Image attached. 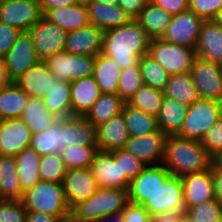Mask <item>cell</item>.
I'll use <instances>...</instances> for the list:
<instances>
[{
    "mask_svg": "<svg viewBox=\"0 0 222 222\" xmlns=\"http://www.w3.org/2000/svg\"><path fill=\"white\" fill-rule=\"evenodd\" d=\"M29 95L14 82L0 90V119L20 118Z\"/></svg>",
    "mask_w": 222,
    "mask_h": 222,
    "instance_id": "obj_38",
    "label": "cell"
},
{
    "mask_svg": "<svg viewBox=\"0 0 222 222\" xmlns=\"http://www.w3.org/2000/svg\"><path fill=\"white\" fill-rule=\"evenodd\" d=\"M26 211L43 212L63 217L69 208L62 183L40 180L33 188L24 192L20 200Z\"/></svg>",
    "mask_w": 222,
    "mask_h": 222,
    "instance_id": "obj_3",
    "label": "cell"
},
{
    "mask_svg": "<svg viewBox=\"0 0 222 222\" xmlns=\"http://www.w3.org/2000/svg\"><path fill=\"white\" fill-rule=\"evenodd\" d=\"M13 81L10 79L4 60L0 57V90L10 85Z\"/></svg>",
    "mask_w": 222,
    "mask_h": 222,
    "instance_id": "obj_57",
    "label": "cell"
},
{
    "mask_svg": "<svg viewBox=\"0 0 222 222\" xmlns=\"http://www.w3.org/2000/svg\"><path fill=\"white\" fill-rule=\"evenodd\" d=\"M121 71L120 67L102 52L96 56L93 77L101 93L117 94Z\"/></svg>",
    "mask_w": 222,
    "mask_h": 222,
    "instance_id": "obj_30",
    "label": "cell"
},
{
    "mask_svg": "<svg viewBox=\"0 0 222 222\" xmlns=\"http://www.w3.org/2000/svg\"><path fill=\"white\" fill-rule=\"evenodd\" d=\"M40 61L64 51L67 32L42 16L28 31Z\"/></svg>",
    "mask_w": 222,
    "mask_h": 222,
    "instance_id": "obj_8",
    "label": "cell"
},
{
    "mask_svg": "<svg viewBox=\"0 0 222 222\" xmlns=\"http://www.w3.org/2000/svg\"><path fill=\"white\" fill-rule=\"evenodd\" d=\"M77 3H87L89 0H75Z\"/></svg>",
    "mask_w": 222,
    "mask_h": 222,
    "instance_id": "obj_65",
    "label": "cell"
},
{
    "mask_svg": "<svg viewBox=\"0 0 222 222\" xmlns=\"http://www.w3.org/2000/svg\"><path fill=\"white\" fill-rule=\"evenodd\" d=\"M20 119L36 133L48 129L57 117L47 110L42 98L29 96Z\"/></svg>",
    "mask_w": 222,
    "mask_h": 222,
    "instance_id": "obj_36",
    "label": "cell"
},
{
    "mask_svg": "<svg viewBox=\"0 0 222 222\" xmlns=\"http://www.w3.org/2000/svg\"><path fill=\"white\" fill-rule=\"evenodd\" d=\"M1 127H2V119H0V131H1Z\"/></svg>",
    "mask_w": 222,
    "mask_h": 222,
    "instance_id": "obj_66",
    "label": "cell"
},
{
    "mask_svg": "<svg viewBox=\"0 0 222 222\" xmlns=\"http://www.w3.org/2000/svg\"><path fill=\"white\" fill-rule=\"evenodd\" d=\"M167 137L160 129L140 136H130L123 149L147 165H160L165 155Z\"/></svg>",
    "mask_w": 222,
    "mask_h": 222,
    "instance_id": "obj_13",
    "label": "cell"
},
{
    "mask_svg": "<svg viewBox=\"0 0 222 222\" xmlns=\"http://www.w3.org/2000/svg\"><path fill=\"white\" fill-rule=\"evenodd\" d=\"M26 213L20 200L0 199V222H26Z\"/></svg>",
    "mask_w": 222,
    "mask_h": 222,
    "instance_id": "obj_47",
    "label": "cell"
},
{
    "mask_svg": "<svg viewBox=\"0 0 222 222\" xmlns=\"http://www.w3.org/2000/svg\"><path fill=\"white\" fill-rule=\"evenodd\" d=\"M124 222H152V216L140 204L129 202L122 210Z\"/></svg>",
    "mask_w": 222,
    "mask_h": 222,
    "instance_id": "obj_51",
    "label": "cell"
},
{
    "mask_svg": "<svg viewBox=\"0 0 222 222\" xmlns=\"http://www.w3.org/2000/svg\"><path fill=\"white\" fill-rule=\"evenodd\" d=\"M14 83L29 96L43 98L56 83V77L44 61H39L16 79Z\"/></svg>",
    "mask_w": 222,
    "mask_h": 222,
    "instance_id": "obj_21",
    "label": "cell"
},
{
    "mask_svg": "<svg viewBox=\"0 0 222 222\" xmlns=\"http://www.w3.org/2000/svg\"><path fill=\"white\" fill-rule=\"evenodd\" d=\"M220 168H222V153H220L214 161Z\"/></svg>",
    "mask_w": 222,
    "mask_h": 222,
    "instance_id": "obj_63",
    "label": "cell"
},
{
    "mask_svg": "<svg viewBox=\"0 0 222 222\" xmlns=\"http://www.w3.org/2000/svg\"><path fill=\"white\" fill-rule=\"evenodd\" d=\"M188 106L164 96L159 114L156 117L158 128L167 136L177 135L187 115Z\"/></svg>",
    "mask_w": 222,
    "mask_h": 222,
    "instance_id": "obj_28",
    "label": "cell"
},
{
    "mask_svg": "<svg viewBox=\"0 0 222 222\" xmlns=\"http://www.w3.org/2000/svg\"><path fill=\"white\" fill-rule=\"evenodd\" d=\"M201 144L214 158L222 153V119L214 123L206 132Z\"/></svg>",
    "mask_w": 222,
    "mask_h": 222,
    "instance_id": "obj_48",
    "label": "cell"
},
{
    "mask_svg": "<svg viewBox=\"0 0 222 222\" xmlns=\"http://www.w3.org/2000/svg\"><path fill=\"white\" fill-rule=\"evenodd\" d=\"M40 9L44 14L48 10L69 7L77 3L75 0H38Z\"/></svg>",
    "mask_w": 222,
    "mask_h": 222,
    "instance_id": "obj_54",
    "label": "cell"
},
{
    "mask_svg": "<svg viewBox=\"0 0 222 222\" xmlns=\"http://www.w3.org/2000/svg\"><path fill=\"white\" fill-rule=\"evenodd\" d=\"M125 101L118 94L101 93L85 117L95 126L122 113Z\"/></svg>",
    "mask_w": 222,
    "mask_h": 222,
    "instance_id": "obj_37",
    "label": "cell"
},
{
    "mask_svg": "<svg viewBox=\"0 0 222 222\" xmlns=\"http://www.w3.org/2000/svg\"><path fill=\"white\" fill-rule=\"evenodd\" d=\"M142 206L151 216L163 213L185 212L181 177L172 175Z\"/></svg>",
    "mask_w": 222,
    "mask_h": 222,
    "instance_id": "obj_9",
    "label": "cell"
},
{
    "mask_svg": "<svg viewBox=\"0 0 222 222\" xmlns=\"http://www.w3.org/2000/svg\"><path fill=\"white\" fill-rule=\"evenodd\" d=\"M129 203L128 189H98L89 199L79 202L71 211L86 220H98L105 215L122 212Z\"/></svg>",
    "mask_w": 222,
    "mask_h": 222,
    "instance_id": "obj_4",
    "label": "cell"
},
{
    "mask_svg": "<svg viewBox=\"0 0 222 222\" xmlns=\"http://www.w3.org/2000/svg\"><path fill=\"white\" fill-rule=\"evenodd\" d=\"M89 23L104 31L114 27H120L132 20V18L117 4H104L89 0L86 3Z\"/></svg>",
    "mask_w": 222,
    "mask_h": 222,
    "instance_id": "obj_24",
    "label": "cell"
},
{
    "mask_svg": "<svg viewBox=\"0 0 222 222\" xmlns=\"http://www.w3.org/2000/svg\"><path fill=\"white\" fill-rule=\"evenodd\" d=\"M66 171L64 161L60 154L53 153L41 156L39 162L41 180L62 183Z\"/></svg>",
    "mask_w": 222,
    "mask_h": 222,
    "instance_id": "obj_44",
    "label": "cell"
},
{
    "mask_svg": "<svg viewBox=\"0 0 222 222\" xmlns=\"http://www.w3.org/2000/svg\"><path fill=\"white\" fill-rule=\"evenodd\" d=\"M212 178L215 197L222 203V168L215 162L212 165Z\"/></svg>",
    "mask_w": 222,
    "mask_h": 222,
    "instance_id": "obj_55",
    "label": "cell"
},
{
    "mask_svg": "<svg viewBox=\"0 0 222 222\" xmlns=\"http://www.w3.org/2000/svg\"><path fill=\"white\" fill-rule=\"evenodd\" d=\"M222 8V0H189V9L204 20H213Z\"/></svg>",
    "mask_w": 222,
    "mask_h": 222,
    "instance_id": "obj_49",
    "label": "cell"
},
{
    "mask_svg": "<svg viewBox=\"0 0 222 222\" xmlns=\"http://www.w3.org/2000/svg\"><path fill=\"white\" fill-rule=\"evenodd\" d=\"M62 218L37 211H27L26 213V222H62Z\"/></svg>",
    "mask_w": 222,
    "mask_h": 222,
    "instance_id": "obj_56",
    "label": "cell"
},
{
    "mask_svg": "<svg viewBox=\"0 0 222 222\" xmlns=\"http://www.w3.org/2000/svg\"><path fill=\"white\" fill-rule=\"evenodd\" d=\"M147 54L169 75L190 72L196 58L195 49L166 42L162 38L151 39Z\"/></svg>",
    "mask_w": 222,
    "mask_h": 222,
    "instance_id": "obj_5",
    "label": "cell"
},
{
    "mask_svg": "<svg viewBox=\"0 0 222 222\" xmlns=\"http://www.w3.org/2000/svg\"><path fill=\"white\" fill-rule=\"evenodd\" d=\"M190 73L200 99L222 101V65L196 56Z\"/></svg>",
    "mask_w": 222,
    "mask_h": 222,
    "instance_id": "obj_10",
    "label": "cell"
},
{
    "mask_svg": "<svg viewBox=\"0 0 222 222\" xmlns=\"http://www.w3.org/2000/svg\"><path fill=\"white\" fill-rule=\"evenodd\" d=\"M196 56L222 65V27L214 20H205L198 35Z\"/></svg>",
    "mask_w": 222,
    "mask_h": 222,
    "instance_id": "obj_22",
    "label": "cell"
},
{
    "mask_svg": "<svg viewBox=\"0 0 222 222\" xmlns=\"http://www.w3.org/2000/svg\"><path fill=\"white\" fill-rule=\"evenodd\" d=\"M129 137L123 113L112 116L107 122L96 127V141L99 150L122 149Z\"/></svg>",
    "mask_w": 222,
    "mask_h": 222,
    "instance_id": "obj_23",
    "label": "cell"
},
{
    "mask_svg": "<svg viewBox=\"0 0 222 222\" xmlns=\"http://www.w3.org/2000/svg\"><path fill=\"white\" fill-rule=\"evenodd\" d=\"M95 59L96 56L62 51L48 57L44 62L58 80L72 82L93 75Z\"/></svg>",
    "mask_w": 222,
    "mask_h": 222,
    "instance_id": "obj_7",
    "label": "cell"
},
{
    "mask_svg": "<svg viewBox=\"0 0 222 222\" xmlns=\"http://www.w3.org/2000/svg\"><path fill=\"white\" fill-rule=\"evenodd\" d=\"M104 32L91 24L69 32L64 51L75 55L97 56L103 49Z\"/></svg>",
    "mask_w": 222,
    "mask_h": 222,
    "instance_id": "obj_18",
    "label": "cell"
},
{
    "mask_svg": "<svg viewBox=\"0 0 222 222\" xmlns=\"http://www.w3.org/2000/svg\"><path fill=\"white\" fill-rule=\"evenodd\" d=\"M162 91L164 96L175 99L187 106L200 99L190 72L170 75Z\"/></svg>",
    "mask_w": 222,
    "mask_h": 222,
    "instance_id": "obj_32",
    "label": "cell"
},
{
    "mask_svg": "<svg viewBox=\"0 0 222 222\" xmlns=\"http://www.w3.org/2000/svg\"><path fill=\"white\" fill-rule=\"evenodd\" d=\"M32 130L20 118L2 120L0 155L16 156L29 147Z\"/></svg>",
    "mask_w": 222,
    "mask_h": 222,
    "instance_id": "obj_19",
    "label": "cell"
},
{
    "mask_svg": "<svg viewBox=\"0 0 222 222\" xmlns=\"http://www.w3.org/2000/svg\"><path fill=\"white\" fill-rule=\"evenodd\" d=\"M152 222H180V214L163 213L152 216Z\"/></svg>",
    "mask_w": 222,
    "mask_h": 222,
    "instance_id": "obj_58",
    "label": "cell"
},
{
    "mask_svg": "<svg viewBox=\"0 0 222 222\" xmlns=\"http://www.w3.org/2000/svg\"><path fill=\"white\" fill-rule=\"evenodd\" d=\"M144 85L139 64L121 71L117 94L127 103L134 93Z\"/></svg>",
    "mask_w": 222,
    "mask_h": 222,
    "instance_id": "obj_45",
    "label": "cell"
},
{
    "mask_svg": "<svg viewBox=\"0 0 222 222\" xmlns=\"http://www.w3.org/2000/svg\"><path fill=\"white\" fill-rule=\"evenodd\" d=\"M172 15L148 1L136 20L151 39L161 38L166 32Z\"/></svg>",
    "mask_w": 222,
    "mask_h": 222,
    "instance_id": "obj_34",
    "label": "cell"
},
{
    "mask_svg": "<svg viewBox=\"0 0 222 222\" xmlns=\"http://www.w3.org/2000/svg\"><path fill=\"white\" fill-rule=\"evenodd\" d=\"M43 16L67 33L90 24L86 3H75L69 7L48 10Z\"/></svg>",
    "mask_w": 222,
    "mask_h": 222,
    "instance_id": "obj_27",
    "label": "cell"
},
{
    "mask_svg": "<svg viewBox=\"0 0 222 222\" xmlns=\"http://www.w3.org/2000/svg\"><path fill=\"white\" fill-rule=\"evenodd\" d=\"M172 174L160 165H147V167L130 182L128 194L129 202L142 205L153 196Z\"/></svg>",
    "mask_w": 222,
    "mask_h": 222,
    "instance_id": "obj_16",
    "label": "cell"
},
{
    "mask_svg": "<svg viewBox=\"0 0 222 222\" xmlns=\"http://www.w3.org/2000/svg\"><path fill=\"white\" fill-rule=\"evenodd\" d=\"M89 168L99 189H129L131 181L121 176L120 160H115L111 151L98 149Z\"/></svg>",
    "mask_w": 222,
    "mask_h": 222,
    "instance_id": "obj_14",
    "label": "cell"
},
{
    "mask_svg": "<svg viewBox=\"0 0 222 222\" xmlns=\"http://www.w3.org/2000/svg\"><path fill=\"white\" fill-rule=\"evenodd\" d=\"M149 0H118L120 6L132 19H136Z\"/></svg>",
    "mask_w": 222,
    "mask_h": 222,
    "instance_id": "obj_53",
    "label": "cell"
},
{
    "mask_svg": "<svg viewBox=\"0 0 222 222\" xmlns=\"http://www.w3.org/2000/svg\"><path fill=\"white\" fill-rule=\"evenodd\" d=\"M185 211L205 201L216 199L212 168L208 171L186 174L181 177Z\"/></svg>",
    "mask_w": 222,
    "mask_h": 222,
    "instance_id": "obj_20",
    "label": "cell"
},
{
    "mask_svg": "<svg viewBox=\"0 0 222 222\" xmlns=\"http://www.w3.org/2000/svg\"><path fill=\"white\" fill-rule=\"evenodd\" d=\"M42 16L38 0H6L0 3V21L21 32L29 31Z\"/></svg>",
    "mask_w": 222,
    "mask_h": 222,
    "instance_id": "obj_12",
    "label": "cell"
},
{
    "mask_svg": "<svg viewBox=\"0 0 222 222\" xmlns=\"http://www.w3.org/2000/svg\"><path fill=\"white\" fill-rule=\"evenodd\" d=\"M115 160H120L121 176H126L130 181L135 179L146 167L142 160L128 153L123 148L111 151Z\"/></svg>",
    "mask_w": 222,
    "mask_h": 222,
    "instance_id": "obj_46",
    "label": "cell"
},
{
    "mask_svg": "<svg viewBox=\"0 0 222 222\" xmlns=\"http://www.w3.org/2000/svg\"><path fill=\"white\" fill-rule=\"evenodd\" d=\"M88 222H124V219L122 212H120L116 214L105 215L104 217L98 220H91Z\"/></svg>",
    "mask_w": 222,
    "mask_h": 222,
    "instance_id": "obj_59",
    "label": "cell"
},
{
    "mask_svg": "<svg viewBox=\"0 0 222 222\" xmlns=\"http://www.w3.org/2000/svg\"><path fill=\"white\" fill-rule=\"evenodd\" d=\"M123 117L128 128L129 136H140L159 130L157 118L146 112L133 108L125 103Z\"/></svg>",
    "mask_w": 222,
    "mask_h": 222,
    "instance_id": "obj_39",
    "label": "cell"
},
{
    "mask_svg": "<svg viewBox=\"0 0 222 222\" xmlns=\"http://www.w3.org/2000/svg\"><path fill=\"white\" fill-rule=\"evenodd\" d=\"M92 1L100 2V3H104V4L106 3V4H110V5L118 3V0H92Z\"/></svg>",
    "mask_w": 222,
    "mask_h": 222,
    "instance_id": "obj_62",
    "label": "cell"
},
{
    "mask_svg": "<svg viewBox=\"0 0 222 222\" xmlns=\"http://www.w3.org/2000/svg\"><path fill=\"white\" fill-rule=\"evenodd\" d=\"M215 158L203 147L201 141L182 138L178 135L167 137L162 164L174 176L208 171Z\"/></svg>",
    "mask_w": 222,
    "mask_h": 222,
    "instance_id": "obj_2",
    "label": "cell"
},
{
    "mask_svg": "<svg viewBox=\"0 0 222 222\" xmlns=\"http://www.w3.org/2000/svg\"><path fill=\"white\" fill-rule=\"evenodd\" d=\"M10 79L14 82L40 60L35 52L31 35L21 32L12 48L3 57Z\"/></svg>",
    "mask_w": 222,
    "mask_h": 222,
    "instance_id": "obj_15",
    "label": "cell"
},
{
    "mask_svg": "<svg viewBox=\"0 0 222 222\" xmlns=\"http://www.w3.org/2000/svg\"><path fill=\"white\" fill-rule=\"evenodd\" d=\"M139 66L144 85L163 90L170 75L148 54L139 59Z\"/></svg>",
    "mask_w": 222,
    "mask_h": 222,
    "instance_id": "obj_43",
    "label": "cell"
},
{
    "mask_svg": "<svg viewBox=\"0 0 222 222\" xmlns=\"http://www.w3.org/2000/svg\"><path fill=\"white\" fill-rule=\"evenodd\" d=\"M72 116H85L101 92L93 75L70 82Z\"/></svg>",
    "mask_w": 222,
    "mask_h": 222,
    "instance_id": "obj_26",
    "label": "cell"
},
{
    "mask_svg": "<svg viewBox=\"0 0 222 222\" xmlns=\"http://www.w3.org/2000/svg\"><path fill=\"white\" fill-rule=\"evenodd\" d=\"M47 110L57 118L72 116L71 86L69 81L56 78L51 90L42 98Z\"/></svg>",
    "mask_w": 222,
    "mask_h": 222,
    "instance_id": "obj_31",
    "label": "cell"
},
{
    "mask_svg": "<svg viewBox=\"0 0 222 222\" xmlns=\"http://www.w3.org/2000/svg\"><path fill=\"white\" fill-rule=\"evenodd\" d=\"M98 151L97 145H71L61 151L66 170L89 168Z\"/></svg>",
    "mask_w": 222,
    "mask_h": 222,
    "instance_id": "obj_42",
    "label": "cell"
},
{
    "mask_svg": "<svg viewBox=\"0 0 222 222\" xmlns=\"http://www.w3.org/2000/svg\"><path fill=\"white\" fill-rule=\"evenodd\" d=\"M219 119V101L199 99L188 106L187 115L177 135L201 141L206 132Z\"/></svg>",
    "mask_w": 222,
    "mask_h": 222,
    "instance_id": "obj_6",
    "label": "cell"
},
{
    "mask_svg": "<svg viewBox=\"0 0 222 222\" xmlns=\"http://www.w3.org/2000/svg\"><path fill=\"white\" fill-rule=\"evenodd\" d=\"M219 114H220V119H222V101H219Z\"/></svg>",
    "mask_w": 222,
    "mask_h": 222,
    "instance_id": "obj_64",
    "label": "cell"
},
{
    "mask_svg": "<svg viewBox=\"0 0 222 222\" xmlns=\"http://www.w3.org/2000/svg\"><path fill=\"white\" fill-rule=\"evenodd\" d=\"M213 20L222 27V8L219 10L216 17Z\"/></svg>",
    "mask_w": 222,
    "mask_h": 222,
    "instance_id": "obj_61",
    "label": "cell"
},
{
    "mask_svg": "<svg viewBox=\"0 0 222 222\" xmlns=\"http://www.w3.org/2000/svg\"><path fill=\"white\" fill-rule=\"evenodd\" d=\"M18 180L23 192L33 188L40 180L39 162L41 155L27 147L15 156Z\"/></svg>",
    "mask_w": 222,
    "mask_h": 222,
    "instance_id": "obj_29",
    "label": "cell"
},
{
    "mask_svg": "<svg viewBox=\"0 0 222 222\" xmlns=\"http://www.w3.org/2000/svg\"><path fill=\"white\" fill-rule=\"evenodd\" d=\"M23 194L15 156L0 155V199L21 200Z\"/></svg>",
    "mask_w": 222,
    "mask_h": 222,
    "instance_id": "obj_35",
    "label": "cell"
},
{
    "mask_svg": "<svg viewBox=\"0 0 222 222\" xmlns=\"http://www.w3.org/2000/svg\"><path fill=\"white\" fill-rule=\"evenodd\" d=\"M151 38L136 19L105 30L102 53L110 57L121 70L136 66L148 53Z\"/></svg>",
    "mask_w": 222,
    "mask_h": 222,
    "instance_id": "obj_1",
    "label": "cell"
},
{
    "mask_svg": "<svg viewBox=\"0 0 222 222\" xmlns=\"http://www.w3.org/2000/svg\"><path fill=\"white\" fill-rule=\"evenodd\" d=\"M62 186L70 209L79 202L92 197L99 189L90 168L67 170L62 181Z\"/></svg>",
    "mask_w": 222,
    "mask_h": 222,
    "instance_id": "obj_17",
    "label": "cell"
},
{
    "mask_svg": "<svg viewBox=\"0 0 222 222\" xmlns=\"http://www.w3.org/2000/svg\"><path fill=\"white\" fill-rule=\"evenodd\" d=\"M222 203L217 199L202 202L180 214V222H221Z\"/></svg>",
    "mask_w": 222,
    "mask_h": 222,
    "instance_id": "obj_41",
    "label": "cell"
},
{
    "mask_svg": "<svg viewBox=\"0 0 222 222\" xmlns=\"http://www.w3.org/2000/svg\"><path fill=\"white\" fill-rule=\"evenodd\" d=\"M62 222H88V221L78 217L74 212L70 210L68 213H66L63 216Z\"/></svg>",
    "mask_w": 222,
    "mask_h": 222,
    "instance_id": "obj_60",
    "label": "cell"
},
{
    "mask_svg": "<svg viewBox=\"0 0 222 222\" xmlns=\"http://www.w3.org/2000/svg\"><path fill=\"white\" fill-rule=\"evenodd\" d=\"M20 33L18 29L0 21V57L3 58L12 48Z\"/></svg>",
    "mask_w": 222,
    "mask_h": 222,
    "instance_id": "obj_50",
    "label": "cell"
},
{
    "mask_svg": "<svg viewBox=\"0 0 222 222\" xmlns=\"http://www.w3.org/2000/svg\"><path fill=\"white\" fill-rule=\"evenodd\" d=\"M151 3L158 7H161L171 15L178 14L180 12L189 9V0H149Z\"/></svg>",
    "mask_w": 222,
    "mask_h": 222,
    "instance_id": "obj_52",
    "label": "cell"
},
{
    "mask_svg": "<svg viewBox=\"0 0 222 222\" xmlns=\"http://www.w3.org/2000/svg\"><path fill=\"white\" fill-rule=\"evenodd\" d=\"M204 21L190 9L172 15L170 24L161 38L166 42L195 49Z\"/></svg>",
    "mask_w": 222,
    "mask_h": 222,
    "instance_id": "obj_11",
    "label": "cell"
},
{
    "mask_svg": "<svg viewBox=\"0 0 222 222\" xmlns=\"http://www.w3.org/2000/svg\"><path fill=\"white\" fill-rule=\"evenodd\" d=\"M65 143L71 145H97L96 127L85 116L65 118Z\"/></svg>",
    "mask_w": 222,
    "mask_h": 222,
    "instance_id": "obj_33",
    "label": "cell"
},
{
    "mask_svg": "<svg viewBox=\"0 0 222 222\" xmlns=\"http://www.w3.org/2000/svg\"><path fill=\"white\" fill-rule=\"evenodd\" d=\"M163 99L164 95L162 90L142 85L128 100L127 104L133 108L142 110L147 114L157 117L162 106Z\"/></svg>",
    "mask_w": 222,
    "mask_h": 222,
    "instance_id": "obj_40",
    "label": "cell"
},
{
    "mask_svg": "<svg viewBox=\"0 0 222 222\" xmlns=\"http://www.w3.org/2000/svg\"><path fill=\"white\" fill-rule=\"evenodd\" d=\"M29 147L35 149L41 156L60 154L66 148L65 118H57L48 129L33 133Z\"/></svg>",
    "mask_w": 222,
    "mask_h": 222,
    "instance_id": "obj_25",
    "label": "cell"
}]
</instances>
